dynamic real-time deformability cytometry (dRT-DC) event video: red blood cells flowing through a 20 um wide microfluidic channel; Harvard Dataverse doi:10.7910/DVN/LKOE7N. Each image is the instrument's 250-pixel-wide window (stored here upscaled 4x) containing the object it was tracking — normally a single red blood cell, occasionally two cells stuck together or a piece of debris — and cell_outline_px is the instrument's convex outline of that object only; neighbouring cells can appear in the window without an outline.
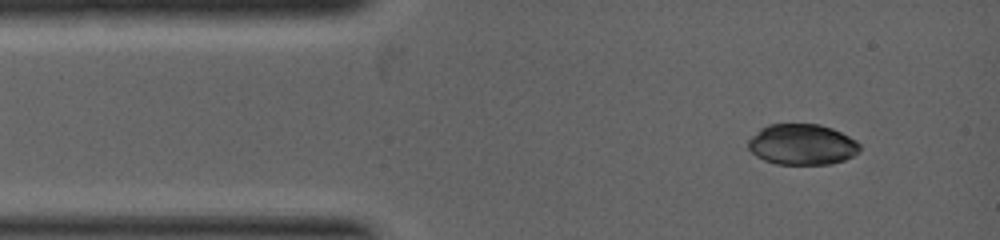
{"species": "common noctule bat (a hibernating species)", "species_latin": "Nyctalus noctula", "temperature_condition": "warm", "stored_images_in_passage": 4, "camera_frame_rate_fps": 5000, "um_per_image_px": 0.085, "animal": {"sex": "female", "body_mass_g": 19.0, "forearm_length_mm": 53.3}, "frame": {"image": 1, "passage_image": 1, "time_ms": 0.0, "image_size_px": [1000, 240], "cell_outline_px": [[860, 148], [852, 156], [844, 160], [832, 164], [776, 164], [764, 160], [756, 156], [748, 148], [748, 140], [760, 128], [768, 124], [820, 124], [832, 128], [856, 140], [860, 144]], "centroid_in_image_um": [68.16, 12.28], "position_along_channel_um": 16.8, "area_um2": 26.53}}
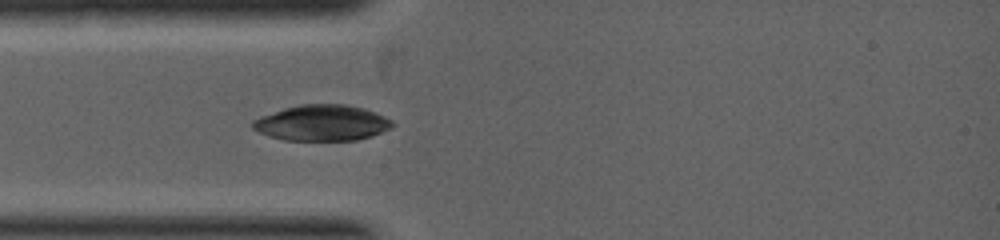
{"frame": {"image": 2, "passage_image": 4, "time_ms": 1.2, "image_size_px": [1000, 240], "cell_outline_px": [[396, 124], [392, 128], [372, 136], [356, 140], [284, 140], [268, 136], [252, 128], [252, 120], [260, 116], [284, 108], [300, 104], [344, 104], [364, 108], [384, 116], [392, 120]], "centroid_in_image_um": [27.38, 10.44], "position_along_channel_um": 57.6, "area_um2": 29.3}}